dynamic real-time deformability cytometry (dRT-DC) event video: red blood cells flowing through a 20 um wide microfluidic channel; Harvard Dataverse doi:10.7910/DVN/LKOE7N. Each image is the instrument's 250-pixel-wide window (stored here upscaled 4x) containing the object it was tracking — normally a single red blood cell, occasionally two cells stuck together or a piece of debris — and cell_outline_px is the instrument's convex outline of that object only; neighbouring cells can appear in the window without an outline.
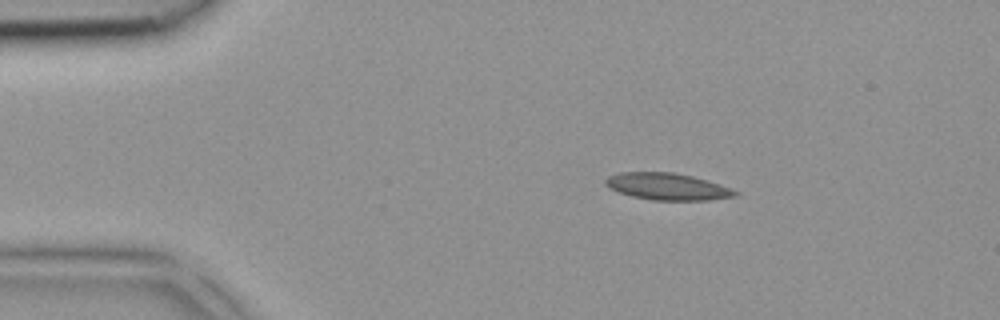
{"species": "common noctule bat (a hibernating species)", "species_latin": "Nyctalus noctula", "temperature_condition": "room temperature", "stored_images_in_passage": 2, "camera_frame_rate_fps": 3000, "um_per_image_px": 0.085, "animal": {"sex": "female", "body_mass_g": 18.4}, "frame": {"image": 1, "passage_image": 1, "time_ms": 0.0, "image_size_px": [1000, 320], "cell_outline_px": [[740, 196], [708, 200], [652, 200], [632, 196], [608, 188], [604, 184], [604, 180], [608, 176], [620, 172], [672, 172], [692, 176], [720, 184], [732, 188], [740, 192]], "centroid_in_image_um": [56.75, 15.86], "position_along_channel_um": 28.2, "area_um2": 20.46}}